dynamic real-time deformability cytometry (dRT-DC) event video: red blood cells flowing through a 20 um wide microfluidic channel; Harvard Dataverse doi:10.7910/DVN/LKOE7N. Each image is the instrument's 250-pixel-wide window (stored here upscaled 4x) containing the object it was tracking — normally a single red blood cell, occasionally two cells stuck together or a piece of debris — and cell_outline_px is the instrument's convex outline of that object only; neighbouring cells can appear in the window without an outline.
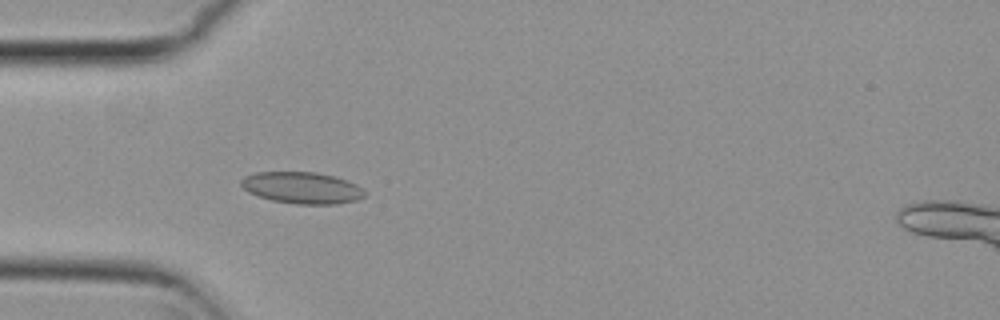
{"species": "common noctule bat (a hibernating species)", "species_latin": "Nyctalus noctula", "temperature_condition": "cold", "stored_images_in_passage": 5, "camera_frame_rate_fps": 3000, "um_per_image_px": 0.085, "animal": {"sex": "female", "body_mass_g": 29.2, "forearm_length_mm": 56.3}, "frame": {"image": 1, "passage_image": 5, "time_ms": 1.333, "image_size_px": [1000, 320], "cell_outline_px": [[364, 196], [356, 200], [336, 204], [296, 204], [272, 200], [248, 192], [240, 184], [240, 180], [244, 176], [256, 172], [316, 172], [332, 176], [356, 184], [364, 192]], "centroid_in_image_um": [25.62, 15.96], "position_along_channel_um": 59.4, "area_um2": 22.48}}